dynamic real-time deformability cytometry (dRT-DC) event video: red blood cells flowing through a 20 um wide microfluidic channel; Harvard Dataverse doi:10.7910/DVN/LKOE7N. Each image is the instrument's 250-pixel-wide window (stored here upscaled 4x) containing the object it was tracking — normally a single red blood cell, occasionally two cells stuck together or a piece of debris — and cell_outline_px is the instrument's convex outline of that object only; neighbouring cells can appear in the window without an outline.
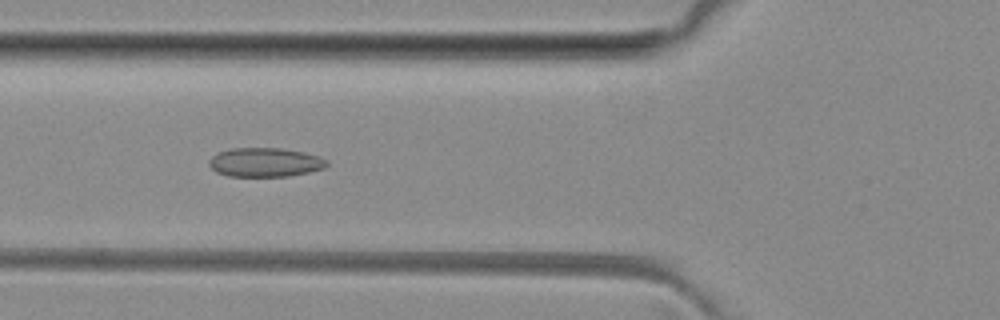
{"species": "common noctule bat (a hibernating species)", "species_latin": "Nyctalus noctula", "temperature_condition": "room temperature", "stored_images_in_passage": 6, "camera_frame_rate_fps": 3000, "um_per_image_px": 0.085, "animal": {"sex": "female", "body_mass_g": 29.2, "forearm_length_mm": 56.3}, "frame": {"image": 1, "passage_image": 6, "time_ms": 5.667, "image_size_px": [1000, 320], "cell_outline_px": [[328, 164], [324, 168], [308, 172], [288, 176], [228, 176], [216, 172], [208, 164], [208, 160], [216, 152], [232, 148], [280, 148], [304, 152], [320, 156], [328, 160]], "centroid_in_image_um": [22.52, 13.79], "position_along_channel_um": 103.3, "area_um2": 20.06}}